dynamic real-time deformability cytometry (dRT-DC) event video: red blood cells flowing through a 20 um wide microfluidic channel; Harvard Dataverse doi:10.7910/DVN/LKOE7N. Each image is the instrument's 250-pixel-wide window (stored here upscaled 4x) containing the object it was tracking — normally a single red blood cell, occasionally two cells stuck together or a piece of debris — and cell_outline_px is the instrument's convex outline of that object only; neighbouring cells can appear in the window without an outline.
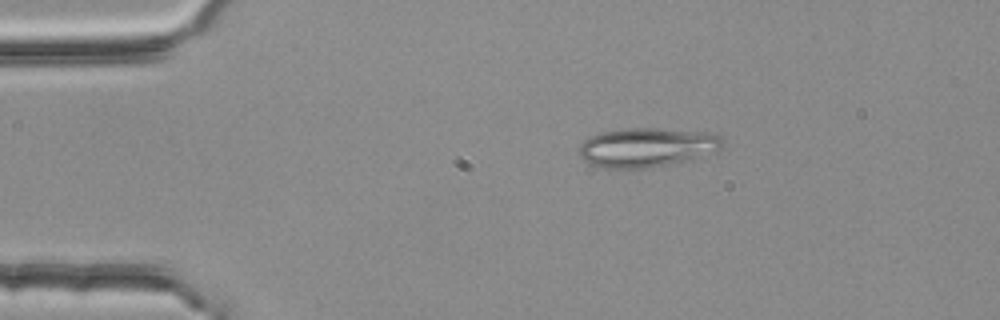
{"species": "common noctule bat (a hibernating species)", "species_latin": "Nyctalus noctula", "temperature_condition": "room temperature", "stored_images_in_passage": 5, "camera_frame_rate_fps": 3000, "um_per_image_px": 0.085, "animal": {"sex": "female", "body_mass_g": 25.1}, "frame": {"image": 1, "passage_image": 3, "time_ms": 0.667, "image_size_px": [1000, 320], "cell_outline_px": [[720, 148], [716, 152], [692, 160], [648, 168], [604, 168], [592, 164], [584, 160], [580, 156], [580, 144], [584, 140], [600, 132], [628, 128], [656, 128], [700, 132], [720, 136]], "centroid_in_image_um": [54.96, 12.54], "position_along_channel_um": 30.0, "area_um2": 32.54}}